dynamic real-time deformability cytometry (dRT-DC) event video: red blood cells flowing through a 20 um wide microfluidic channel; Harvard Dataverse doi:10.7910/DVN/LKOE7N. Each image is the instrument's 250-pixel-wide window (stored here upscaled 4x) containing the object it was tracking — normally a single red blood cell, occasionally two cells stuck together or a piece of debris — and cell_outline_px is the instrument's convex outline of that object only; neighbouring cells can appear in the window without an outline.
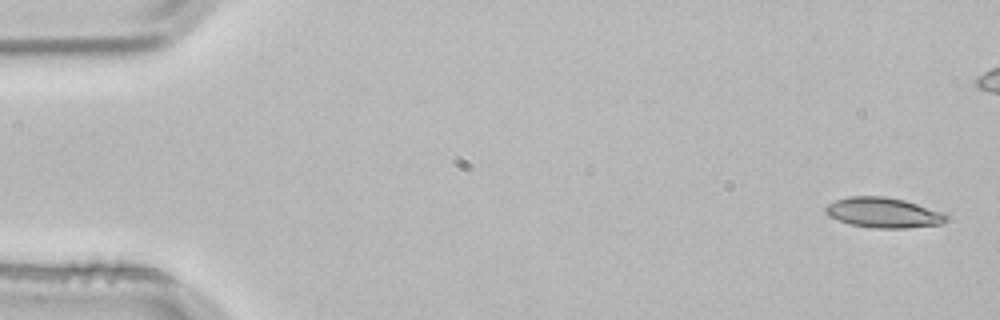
{"species": "common noctule bat (a hibernating species)", "species_latin": "Nyctalus noctula", "temperature_condition": "room temperature", "stored_images_in_passage": 5, "camera_frame_rate_fps": 3000, "um_per_image_px": 0.085, "animal": {"sex": "male", "body_mass_g": 21.5, "forearm_length_mm": 52.0}, "frame": {"image": 1, "passage_image": 1, "time_ms": 0.0, "image_size_px": [1000, 320], "cell_outline_px": [[948, 220], [940, 224], [908, 228], [872, 228], [848, 224], [828, 216], [824, 212], [824, 208], [828, 204], [836, 200], [848, 196], [884, 196], [904, 200], [944, 212], [948, 216]], "centroid_in_image_um": [75.07, 18.08], "position_along_channel_um": 9.9, "area_um2": 21.44}}